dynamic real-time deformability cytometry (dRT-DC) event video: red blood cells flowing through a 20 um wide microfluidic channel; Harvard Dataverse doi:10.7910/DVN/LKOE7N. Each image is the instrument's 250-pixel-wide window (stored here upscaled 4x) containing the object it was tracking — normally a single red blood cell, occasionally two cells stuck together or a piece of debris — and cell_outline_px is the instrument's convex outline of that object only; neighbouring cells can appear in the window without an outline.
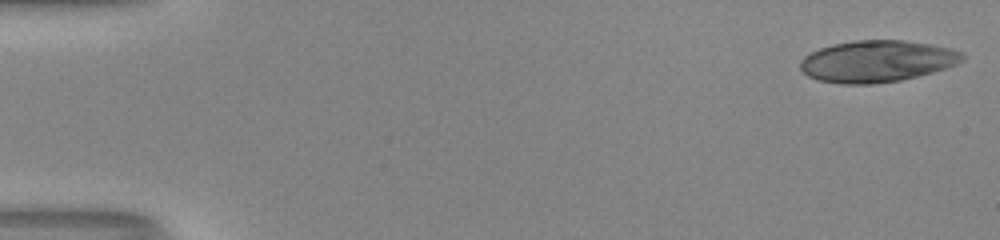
{"species": "human", "species_latin": "Homo sapiens", "temperature_condition": "room temperature", "stored_images_in_passage": 1, "camera_frame_rate_fps": 3000, "um_per_image_px": 0.085, "donor": {"sex": "male"}, "frame": {"image": 1, "passage_image": 1, "time_ms": 0.0, "image_size_px": [1000, 240], "cell_outline_px": [[964, 60], [956, 64], [932, 72], [900, 80], [872, 84], [840, 84], [816, 80], [808, 76], [800, 68], [800, 60], [804, 56], [820, 48], [832, 44], [852, 40], [904, 40], [952, 48], [960, 52], [964, 56]], "centroid_in_image_um": [74.51, 5.2], "position_along_channel_um": 10.5, "area_um2": 39.36}}